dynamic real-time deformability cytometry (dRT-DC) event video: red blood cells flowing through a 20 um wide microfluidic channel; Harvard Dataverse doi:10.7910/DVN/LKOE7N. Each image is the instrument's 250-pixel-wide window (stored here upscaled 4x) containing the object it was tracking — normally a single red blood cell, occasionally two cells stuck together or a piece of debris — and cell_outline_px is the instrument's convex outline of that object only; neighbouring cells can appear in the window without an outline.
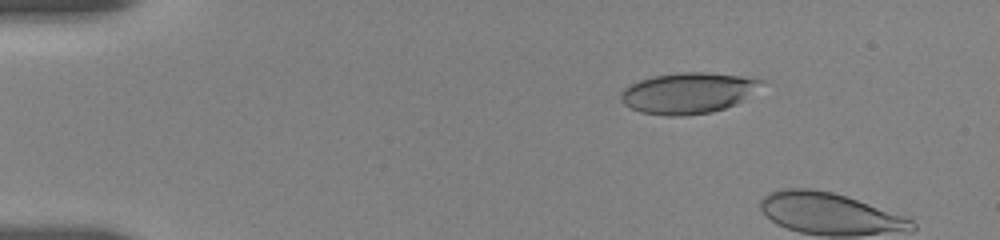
{"species": "human", "species_latin": "Homo sapiens", "temperature_condition": "room temperature", "stored_images_in_passage": 5, "camera_frame_rate_fps": 3000, "um_per_image_px": 0.085, "donor": {"sex": "female"}, "frame": {"image": 1, "passage_image": 3, "time_ms": 1.333, "image_size_px": [1000, 240], "cell_outline_px": [[764, 80], [744, 100], [736, 104], [712, 112], [684, 116], [664, 116], [640, 112], [624, 104], [620, 100], [620, 92], [624, 88], [640, 80], [652, 76], [676, 72], [704, 72], [740, 76]], "centroid_in_image_um": [58.43, 7.91], "position_along_channel_um": 26.6, "area_um2": 33.41}}